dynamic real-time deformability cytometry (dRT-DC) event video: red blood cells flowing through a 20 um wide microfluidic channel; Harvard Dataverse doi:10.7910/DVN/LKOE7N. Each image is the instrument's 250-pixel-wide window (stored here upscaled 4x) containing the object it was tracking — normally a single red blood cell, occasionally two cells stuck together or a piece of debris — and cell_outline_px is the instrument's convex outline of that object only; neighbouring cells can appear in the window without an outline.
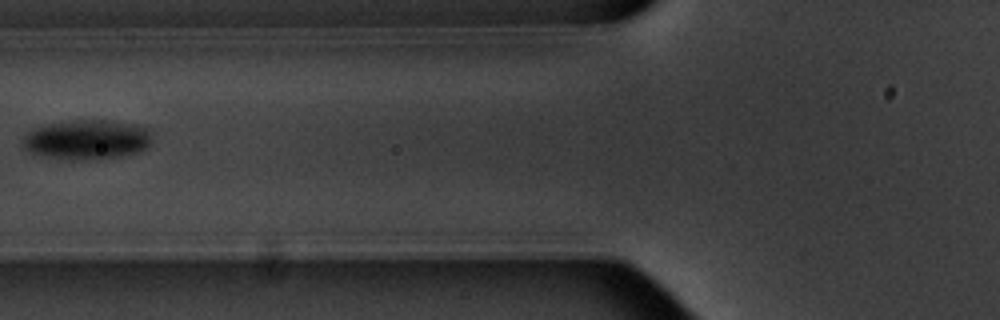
{"species": "common noctule bat (a hibernating species)", "species_latin": "Nyctalus noctula", "temperature_condition": "warm", "stored_images_in_passage": 5, "camera_frame_rate_fps": 3000, "um_per_image_px": 0.085, "animal": {"sex": "male", "body_mass_g": 20.1, "forearm_length_mm": 53.5}, "frame": {"image": 1, "passage_image": 5, "time_ms": 4.667, "image_size_px": [1000, 320], "cell_outline_px": [[152, 140], [148, 148], [140, 152], [120, 156], [96, 160], [44, 156], [32, 152], [24, 144], [24, 136], [28, 132], [36, 128], [52, 124], [76, 120], [104, 120], [136, 124], [144, 128], [148, 132]], "centroid_in_image_um": [7.48, 11.87], "position_along_channel_um": 118.3, "area_um2": 29.19}}